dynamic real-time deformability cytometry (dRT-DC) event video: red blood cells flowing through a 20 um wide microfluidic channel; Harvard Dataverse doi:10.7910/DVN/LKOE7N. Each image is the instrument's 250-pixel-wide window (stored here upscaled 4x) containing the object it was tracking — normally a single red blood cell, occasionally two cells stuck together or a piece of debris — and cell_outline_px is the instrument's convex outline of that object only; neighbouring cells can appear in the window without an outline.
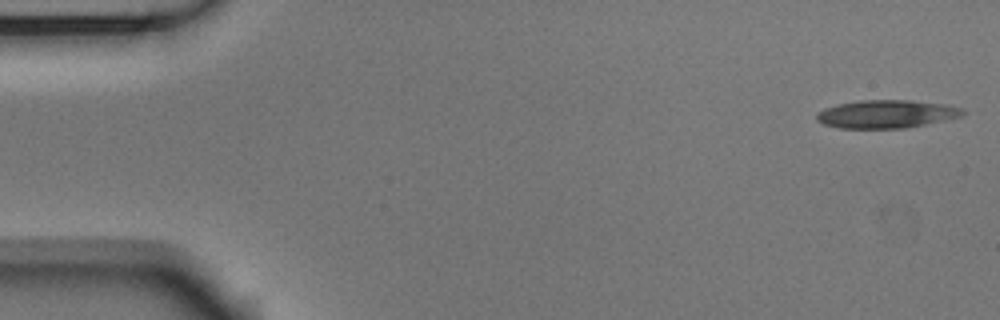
{"species": "Egyptian fruit bat (a non-hibernating species)", "species_latin": "Rousettus aegyptiacus", "temperature_condition": "room temperature", "stored_images_in_passage": 52, "camera_frame_rate_fps": 3000, "um_per_image_px": 0.085, "animal": {"sex": "male"}, "frame": {"image": 1, "passage_image": 1, "time_ms": 0.0, "image_size_px": [1000, 320], "cell_outline_px": [[968, 112], [964, 116], [904, 128], [840, 128], [824, 124], [816, 120], [816, 112], [824, 108], [836, 104], [860, 100], [912, 100], [944, 104], [964, 108]], "centroid_in_image_um": [75.36, 9.68], "position_along_channel_um": 9.6, "area_um2": 24.1}}
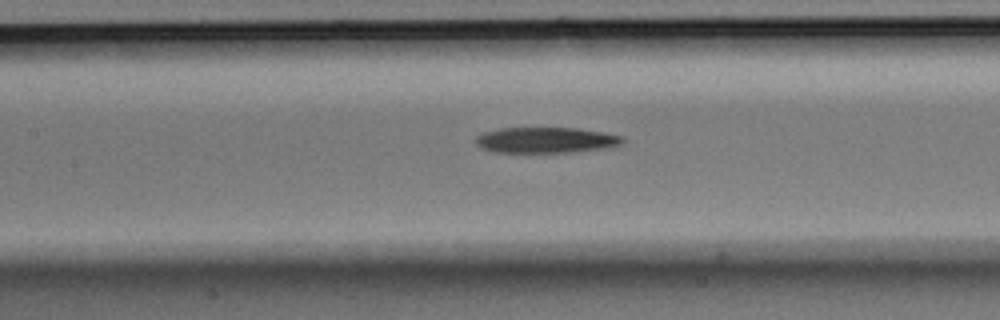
{"frame": {"image": 2, "passage_image": 23, "time_ms": 7.333, "image_size_px": [1000, 320], "cell_outline_px": [[624, 144], [612, 148], [572, 152], [492, 152], [480, 148], [476, 144], [476, 136], [484, 132], [500, 128], [576, 128], [604, 132], [624, 136]], "centroid_in_image_um": [46.46, 11.91], "position_along_channel_um": 160.9, "area_um2": 22.37}}
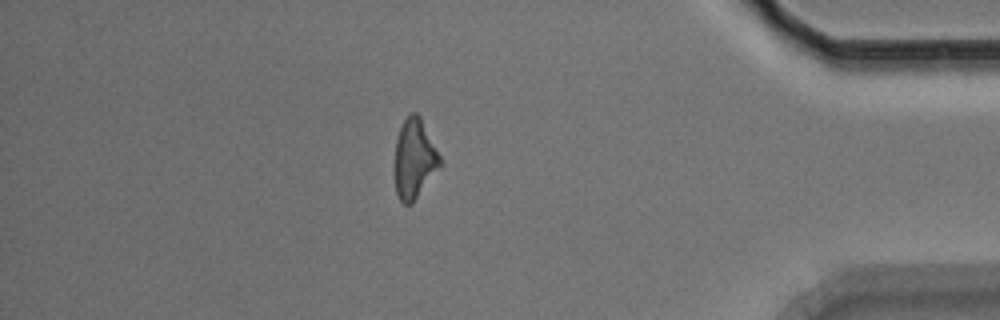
{"frame": {"image": 3, "passage_image": 45, "time_ms": 14.667, "image_size_px": [1000, 320], "cell_outline_px": [[444, 164], [412, 204], [404, 204], [400, 200], [396, 192], [392, 168], [396, 140], [400, 128], [404, 120], [412, 112], [416, 112], [420, 116]], "centroid_in_image_um": [35.21, 13.55], "position_along_channel_um": 400.0, "area_um2": 21.62}, "authors_computed_cell_mechanics": {"area_um2": 23.0333, "velocity_mm_per_s": 3.7717, "shape_relaxation_time_tau1_ms": 7.1957, "shape_relaxation_time_tau2_ms": null, "deformation_change_tau1": 0.2082, "deformation_change_tau2": null}}